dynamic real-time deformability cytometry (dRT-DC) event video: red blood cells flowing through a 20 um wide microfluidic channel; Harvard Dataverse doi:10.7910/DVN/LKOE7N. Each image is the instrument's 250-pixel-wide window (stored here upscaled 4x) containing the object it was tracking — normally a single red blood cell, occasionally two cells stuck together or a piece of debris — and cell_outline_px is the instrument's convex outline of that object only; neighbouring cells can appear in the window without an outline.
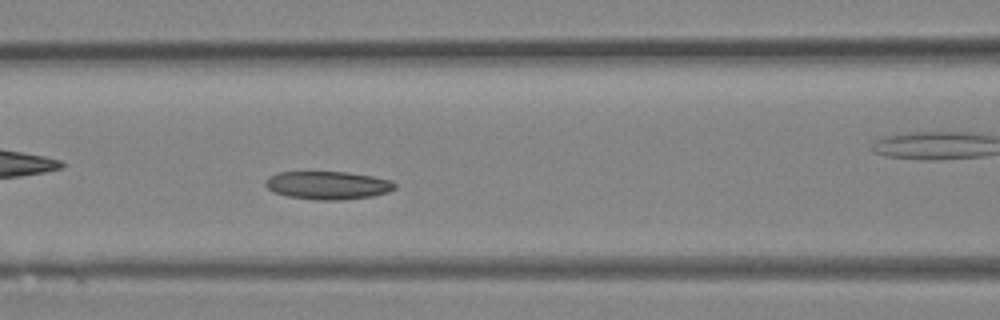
{"species": "Egyptian fruit bat (a non-hibernating species)", "species_latin": "Rousettus aegyptiacus", "temperature_condition": "room temperature", "stored_images_in_passage": 9, "camera_frame_rate_fps": 3000, "um_per_image_px": 0.085, "animal": {"sex": "female"}, "frame": {"image": 1, "passage_image": 6, "time_ms": 1.667, "image_size_px": [1000, 320], "cell_outline_px": [[396, 188], [388, 192], [372, 196], [340, 200], [316, 200], [288, 196], [272, 192], [264, 184], [264, 180], [268, 176], [276, 172], [348, 172], [372, 176], [392, 180], [396, 184]], "centroid_in_image_um": [27.84, 15.74], "position_along_channel_um": 138.8, "area_um2": 21.39}}
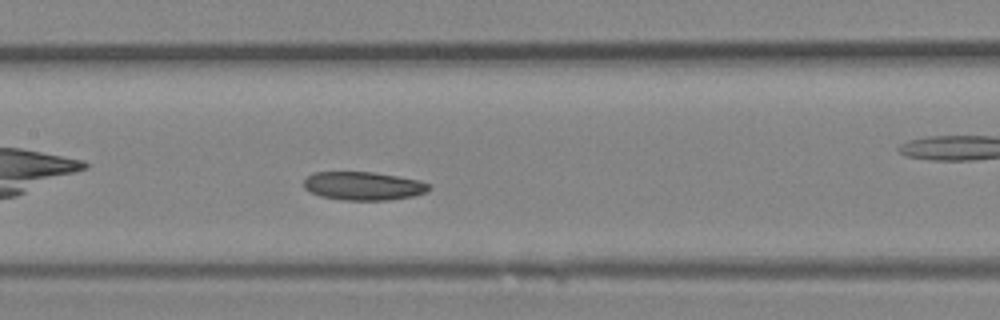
{"frame": {"image": 2, "passage_image": 8, "time_ms": 2.333, "image_size_px": [1000, 320], "cell_outline_px": [[428, 192], [412, 196], [388, 200], [344, 200], [320, 196], [304, 188], [304, 180], [312, 172], [372, 172], [420, 180], [428, 184]], "centroid_in_image_um": [30.86, 15.8], "position_along_channel_um": 176.5, "area_um2": 20.58}}